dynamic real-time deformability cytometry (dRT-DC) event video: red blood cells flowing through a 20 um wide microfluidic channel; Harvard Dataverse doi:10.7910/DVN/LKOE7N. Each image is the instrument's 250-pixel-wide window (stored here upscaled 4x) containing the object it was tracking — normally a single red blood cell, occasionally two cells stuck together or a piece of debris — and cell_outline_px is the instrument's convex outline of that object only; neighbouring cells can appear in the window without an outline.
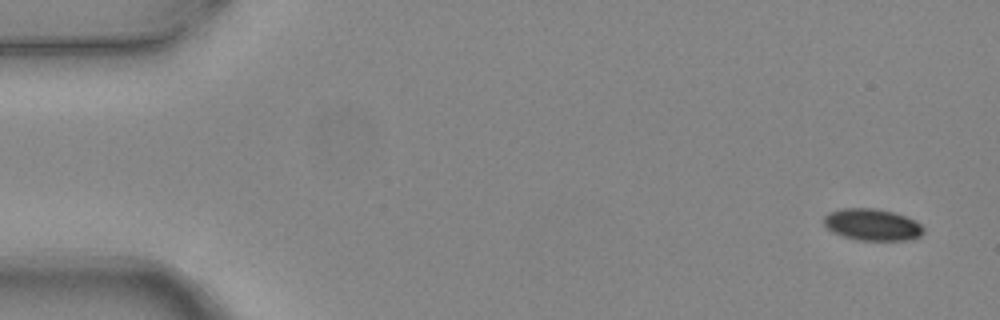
{"species": "common noctule bat (a hibernating species)", "species_latin": "Nyctalus noctula", "temperature_condition": "warm", "stored_images_in_passage": 4, "camera_frame_rate_fps": 3000, "um_per_image_px": 0.085, "animal": {"sex": "female", "body_mass_g": 24.6, "forearm_length_mm": 56.2}, "frame": {"image": 1, "passage_image": 1, "time_ms": 0.0, "image_size_px": [1000, 320], "cell_outline_px": [[924, 232], [920, 236], [908, 240], [856, 240], [832, 232], [824, 224], [824, 216], [828, 212], [840, 208], [872, 208], [892, 212], [904, 216], [920, 224], [924, 228]], "centroid_in_image_um": [74.11, 19.1], "position_along_channel_um": 10.9, "area_um2": 18.32}}
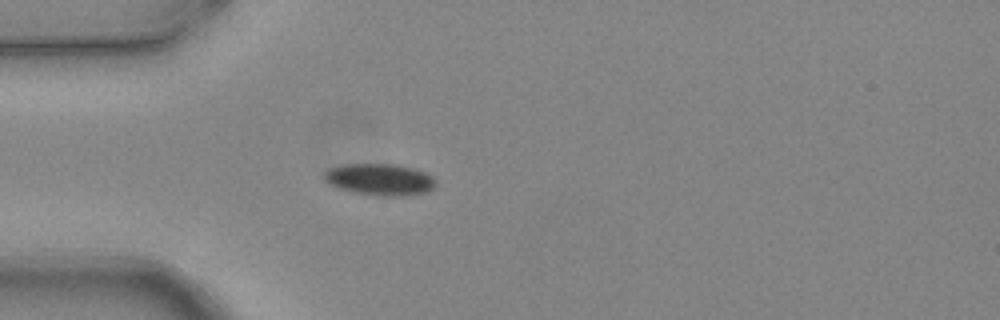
{"frame": {"image": 2, "passage_image": 4, "time_ms": 1.0, "image_size_px": [1000, 320], "cell_outline_px": [[436, 184], [428, 192], [404, 196], [376, 196], [356, 192], [340, 188], [324, 180], [324, 172], [328, 168], [344, 164], [392, 164], [412, 168], [424, 172], [432, 176], [436, 180]], "centroid_in_image_um": [32.3, 15.26], "position_along_channel_um": 52.7, "area_um2": 20.52}}